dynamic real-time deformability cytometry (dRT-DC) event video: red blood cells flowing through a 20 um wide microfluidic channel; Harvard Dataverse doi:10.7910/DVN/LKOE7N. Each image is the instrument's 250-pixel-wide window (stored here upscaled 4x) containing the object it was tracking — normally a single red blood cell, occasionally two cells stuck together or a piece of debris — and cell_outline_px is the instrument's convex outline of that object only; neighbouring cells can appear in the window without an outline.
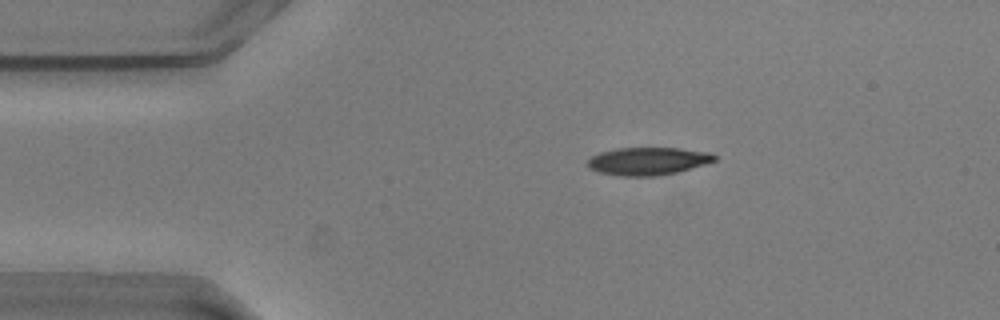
{"species": "common noctule bat (a hibernating species)", "species_latin": "Nyctalus noctula", "temperature_condition": "warm", "stored_images_in_passage": 48, "camera_frame_rate_fps": 3000, "um_per_image_px": 0.085, "animal": {"sex": "male", "body_mass_g": 20.5, "forearm_length_mm": 52.5}, "frame": {"image": 1, "passage_image": 10, "time_ms": 3.0, "image_size_px": [1000, 320], "cell_outline_px": [[716, 160], [704, 164], [676, 172], [656, 176], [620, 176], [600, 172], [588, 168], [588, 160], [592, 156], [600, 152], [616, 148], [680, 148], [712, 152], [716, 156]], "centroid_in_image_um": [55.08, 13.69], "position_along_channel_um": 29.9, "area_um2": 20.46}}
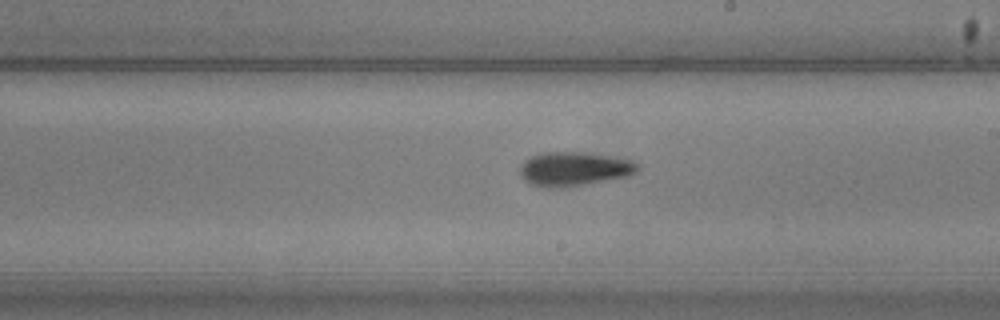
{"frame": {"image": 2, "passage_image": 31, "time_ms": 10.0, "image_size_px": [1000, 320], "cell_outline_px": [[640, 168], [636, 172], [628, 176], [588, 184], [560, 188], [532, 184], [520, 172], [520, 164], [524, 160], [532, 156], [544, 152], [580, 152], [608, 156], [632, 160], [640, 164]], "centroid_in_image_um": [48.85, 14.35], "position_along_channel_um": 240.1, "area_um2": 23.06}}
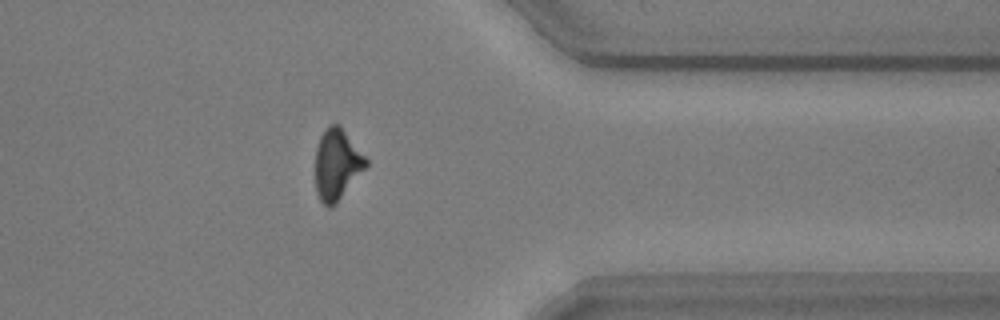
{"frame": {"image": 3, "passage_image": 44, "time_ms": 14.333, "image_size_px": [1000, 320], "cell_outline_px": [[368, 164], [336, 204], [332, 208], [328, 208], [320, 200], [316, 192], [316, 148], [320, 136], [324, 128], [328, 124], [340, 124], [368, 160]], "centroid_in_image_um": [28.63, 13.96], "position_along_channel_um": 382.8, "area_um2": 20.92}}